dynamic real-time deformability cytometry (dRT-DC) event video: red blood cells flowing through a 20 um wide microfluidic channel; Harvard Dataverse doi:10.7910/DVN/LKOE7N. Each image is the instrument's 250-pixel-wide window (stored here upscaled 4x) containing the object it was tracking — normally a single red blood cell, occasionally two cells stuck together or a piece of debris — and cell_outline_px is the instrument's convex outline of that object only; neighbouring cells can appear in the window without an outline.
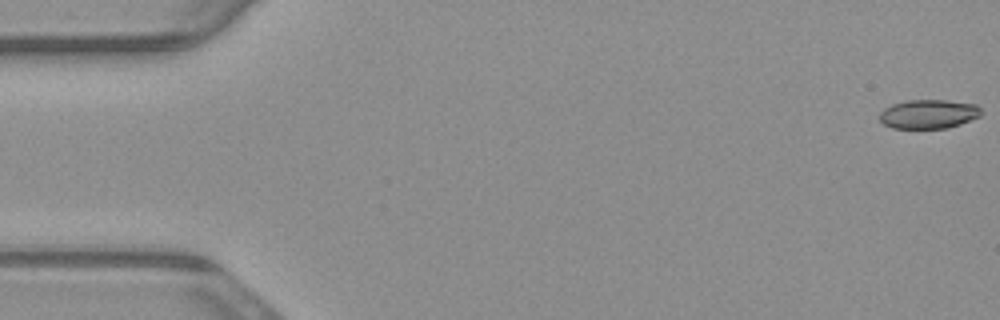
{"species": "common noctule bat (a hibernating species)", "species_latin": "Nyctalus noctula", "temperature_condition": "warm", "stored_images_in_passage": 54, "camera_frame_rate_fps": 3000, "um_per_image_px": 0.085, "animal": {"sex": "male", "body_mass_g": 23.1, "forearm_length_mm": 52.7}, "frame": {"image": 1, "passage_image": 1, "time_ms": 0.0, "image_size_px": [1000, 320], "cell_outline_px": [[980, 116], [960, 124], [948, 128], [892, 128], [884, 124], [880, 120], [880, 112], [884, 108], [892, 104], [904, 100], [944, 100], [976, 104], [980, 108]], "centroid_in_image_um": [78.9, 9.69], "position_along_channel_um": 6.1, "area_um2": 17.17}}
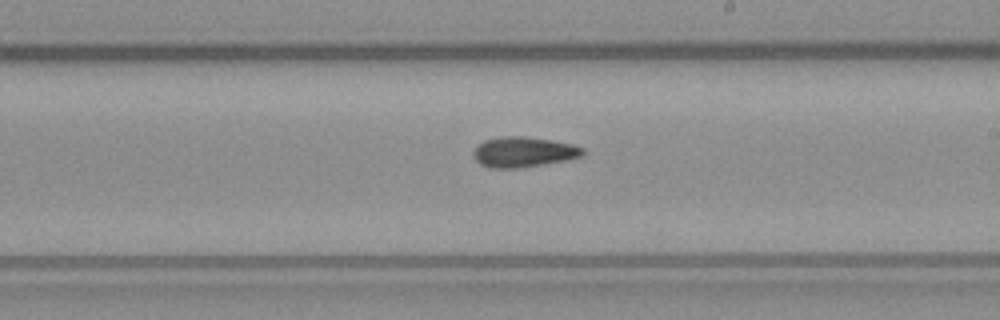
{"frame": {"image": 2, "passage_image": 31, "time_ms": 10.0, "image_size_px": [1000, 320], "cell_outline_px": [[584, 152], [580, 156], [568, 160], [520, 168], [492, 168], [480, 164], [476, 160], [472, 152], [484, 140], [504, 136], [524, 136], [552, 140], [572, 144], [584, 148]], "centroid_in_image_um": [44.5, 12.92], "position_along_channel_um": 244.5, "area_um2": 19.25}}
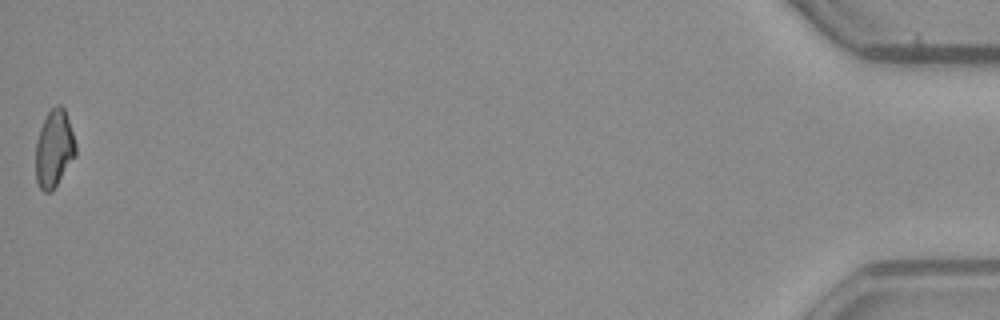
{"frame": {"image": 3, "passage_image": 54, "time_ms": 17.667, "image_size_px": [1000, 320], "cell_outline_px": [[76, 156], [52, 192], [44, 192], [36, 184], [36, 140], [40, 128], [48, 112], [56, 104], [60, 104], [64, 108], [76, 144]], "centroid_in_image_um": [4.6, 12.67], "position_along_channel_um": 430.6, "area_um2": 18.09}, "authors_computed_cell_mechanics": {"area_um2": 18.3226, "velocity_mm_per_s": 3.8512, "shape_relaxation_time_tau1_ms": 8.9039, "shape_relaxation_time_tau2_ms": 4.7702, "deformation_change_tau1": 0.1989, "deformation_change_tau2": 0.1239}}